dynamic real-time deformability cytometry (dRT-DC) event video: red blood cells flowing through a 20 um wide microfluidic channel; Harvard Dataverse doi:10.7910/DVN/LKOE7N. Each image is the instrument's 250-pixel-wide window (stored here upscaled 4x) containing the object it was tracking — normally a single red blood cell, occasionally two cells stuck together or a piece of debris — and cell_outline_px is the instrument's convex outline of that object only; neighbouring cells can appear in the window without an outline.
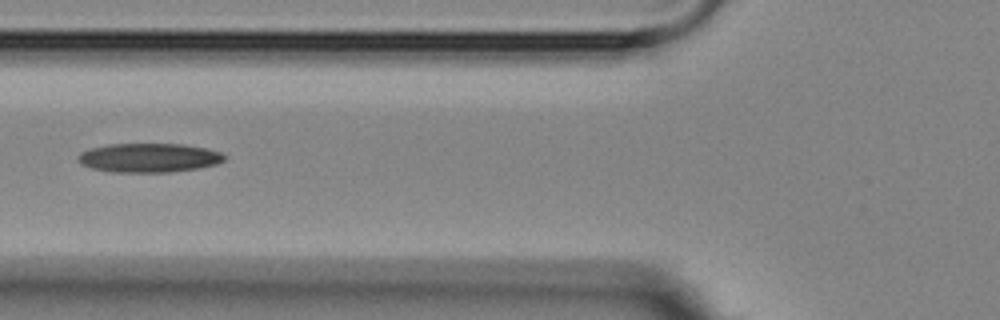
{"species": "Egyptian fruit bat (a non-hibernating species)", "species_latin": "Rousettus aegyptiacus", "temperature_condition": "room temperature", "stored_images_in_passage": 5, "camera_frame_rate_fps": 3000, "um_per_image_px": 0.085, "animal": {"sex": "female"}, "frame": {"image": 1, "passage_image": 5, "time_ms": 4.333, "image_size_px": [1000, 320], "cell_outline_px": [[224, 160], [216, 164], [200, 168], [172, 172], [112, 172], [92, 168], [80, 164], [76, 160], [76, 156], [80, 152], [88, 148], [108, 144], [184, 144], [204, 148], [220, 152], [224, 156]], "centroid_in_image_um": [12.59, 13.41], "position_along_channel_um": 113.2, "area_um2": 24.97}}